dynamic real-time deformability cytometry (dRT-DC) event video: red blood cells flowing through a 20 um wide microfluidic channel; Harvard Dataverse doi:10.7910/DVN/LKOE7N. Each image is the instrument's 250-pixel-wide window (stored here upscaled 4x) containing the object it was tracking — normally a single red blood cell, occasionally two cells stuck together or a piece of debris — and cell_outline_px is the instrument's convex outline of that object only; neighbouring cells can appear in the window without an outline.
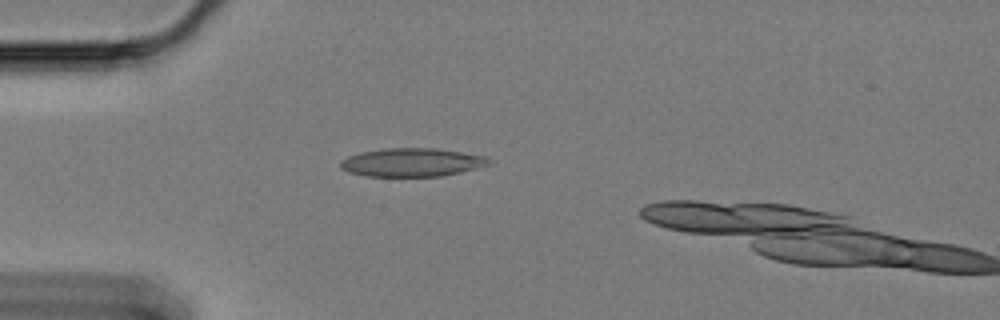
{"species": "Egyptian fruit bat (a non-hibernating species)", "species_latin": "Rousettus aegyptiacus", "temperature_condition": "cold", "stored_images_in_passage": 18, "camera_frame_rate_fps": 3000, "um_per_image_px": 0.085, "animal": {"sex": "female"}, "frame": {"image": 1, "passage_image": 16, "time_ms": 5.0, "image_size_px": [1000, 320], "cell_outline_px": [[492, 160], [488, 164], [460, 172], [444, 176], [364, 176], [348, 172], [340, 168], [340, 160], [348, 156], [364, 152], [384, 148], [436, 148], [488, 156]], "centroid_in_image_um": [35.0, 13.8], "position_along_channel_um": 50.0, "area_um2": 24.57}}